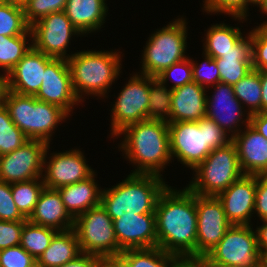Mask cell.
<instances>
[{"label": "cell", "instance_id": "1", "mask_svg": "<svg viewBox=\"0 0 267 267\" xmlns=\"http://www.w3.org/2000/svg\"><path fill=\"white\" fill-rule=\"evenodd\" d=\"M157 247L181 258H196V194L167 186L155 210Z\"/></svg>", "mask_w": 267, "mask_h": 267}, {"label": "cell", "instance_id": "2", "mask_svg": "<svg viewBox=\"0 0 267 267\" xmlns=\"http://www.w3.org/2000/svg\"><path fill=\"white\" fill-rule=\"evenodd\" d=\"M124 134L120 143L125 157L136 164L133 173L155 174L160 172L172 159L168 122L146 119L125 127L117 137Z\"/></svg>", "mask_w": 267, "mask_h": 267}, {"label": "cell", "instance_id": "3", "mask_svg": "<svg viewBox=\"0 0 267 267\" xmlns=\"http://www.w3.org/2000/svg\"><path fill=\"white\" fill-rule=\"evenodd\" d=\"M167 186L159 175L130 173L116 186L102 190L101 205L112 220L121 216L155 213L159 196Z\"/></svg>", "mask_w": 267, "mask_h": 267}, {"label": "cell", "instance_id": "4", "mask_svg": "<svg viewBox=\"0 0 267 267\" xmlns=\"http://www.w3.org/2000/svg\"><path fill=\"white\" fill-rule=\"evenodd\" d=\"M172 157L194 170L213 149L232 141L225 131L207 116L197 122H169Z\"/></svg>", "mask_w": 267, "mask_h": 267}, {"label": "cell", "instance_id": "5", "mask_svg": "<svg viewBox=\"0 0 267 267\" xmlns=\"http://www.w3.org/2000/svg\"><path fill=\"white\" fill-rule=\"evenodd\" d=\"M120 52L80 51L67 59L73 91L83 102L82 94L105 97L121 70ZM84 92V93H83Z\"/></svg>", "mask_w": 267, "mask_h": 267}, {"label": "cell", "instance_id": "6", "mask_svg": "<svg viewBox=\"0 0 267 267\" xmlns=\"http://www.w3.org/2000/svg\"><path fill=\"white\" fill-rule=\"evenodd\" d=\"M4 105L13 123L28 139L41 140L48 144L57 124L69 115L57 105L40 101L35 96L16 94L10 90L7 91Z\"/></svg>", "mask_w": 267, "mask_h": 267}, {"label": "cell", "instance_id": "7", "mask_svg": "<svg viewBox=\"0 0 267 267\" xmlns=\"http://www.w3.org/2000/svg\"><path fill=\"white\" fill-rule=\"evenodd\" d=\"M194 171V180L187 187L200 196L217 197L244 175L232 141L226 146L213 149Z\"/></svg>", "mask_w": 267, "mask_h": 267}, {"label": "cell", "instance_id": "8", "mask_svg": "<svg viewBox=\"0 0 267 267\" xmlns=\"http://www.w3.org/2000/svg\"><path fill=\"white\" fill-rule=\"evenodd\" d=\"M186 24L184 18H178L152 34L143 51L140 74L156 77L174 63L187 58Z\"/></svg>", "mask_w": 267, "mask_h": 267}, {"label": "cell", "instance_id": "9", "mask_svg": "<svg viewBox=\"0 0 267 267\" xmlns=\"http://www.w3.org/2000/svg\"><path fill=\"white\" fill-rule=\"evenodd\" d=\"M73 229L81 253L100 258L119 255L113 220L101 204L77 216Z\"/></svg>", "mask_w": 267, "mask_h": 267}, {"label": "cell", "instance_id": "10", "mask_svg": "<svg viewBox=\"0 0 267 267\" xmlns=\"http://www.w3.org/2000/svg\"><path fill=\"white\" fill-rule=\"evenodd\" d=\"M251 225H231L206 256L212 261L238 267H259L256 231Z\"/></svg>", "mask_w": 267, "mask_h": 267}, {"label": "cell", "instance_id": "11", "mask_svg": "<svg viewBox=\"0 0 267 267\" xmlns=\"http://www.w3.org/2000/svg\"><path fill=\"white\" fill-rule=\"evenodd\" d=\"M150 76L135 74L119 93L111 110V135L117 136L128 125L148 119Z\"/></svg>", "mask_w": 267, "mask_h": 267}, {"label": "cell", "instance_id": "12", "mask_svg": "<svg viewBox=\"0 0 267 267\" xmlns=\"http://www.w3.org/2000/svg\"><path fill=\"white\" fill-rule=\"evenodd\" d=\"M33 48L54 59L67 60V47L72 35L81 33L72 25L65 11L54 12L30 26ZM67 54V55H66Z\"/></svg>", "mask_w": 267, "mask_h": 267}, {"label": "cell", "instance_id": "13", "mask_svg": "<svg viewBox=\"0 0 267 267\" xmlns=\"http://www.w3.org/2000/svg\"><path fill=\"white\" fill-rule=\"evenodd\" d=\"M48 143L28 140L21 147L0 156V180L8 184L42 178Z\"/></svg>", "mask_w": 267, "mask_h": 267}, {"label": "cell", "instance_id": "14", "mask_svg": "<svg viewBox=\"0 0 267 267\" xmlns=\"http://www.w3.org/2000/svg\"><path fill=\"white\" fill-rule=\"evenodd\" d=\"M196 211V258H200L220 242L232 224L226 217L222 202L216 196L196 194Z\"/></svg>", "mask_w": 267, "mask_h": 267}, {"label": "cell", "instance_id": "15", "mask_svg": "<svg viewBox=\"0 0 267 267\" xmlns=\"http://www.w3.org/2000/svg\"><path fill=\"white\" fill-rule=\"evenodd\" d=\"M49 146L50 144L46 149L43 165L45 174L42 176V180L45 187L59 189L69 184L86 180L95 173L86 164V159L79 149L53 153L50 156L49 162H46Z\"/></svg>", "mask_w": 267, "mask_h": 267}, {"label": "cell", "instance_id": "16", "mask_svg": "<svg viewBox=\"0 0 267 267\" xmlns=\"http://www.w3.org/2000/svg\"><path fill=\"white\" fill-rule=\"evenodd\" d=\"M35 98L57 105L68 114L75 104L81 102L73 91L71 72L67 60L53 59L46 66L42 84Z\"/></svg>", "mask_w": 267, "mask_h": 267}, {"label": "cell", "instance_id": "17", "mask_svg": "<svg viewBox=\"0 0 267 267\" xmlns=\"http://www.w3.org/2000/svg\"><path fill=\"white\" fill-rule=\"evenodd\" d=\"M119 255L127 249L157 247L155 213L121 216L113 220Z\"/></svg>", "mask_w": 267, "mask_h": 267}, {"label": "cell", "instance_id": "18", "mask_svg": "<svg viewBox=\"0 0 267 267\" xmlns=\"http://www.w3.org/2000/svg\"><path fill=\"white\" fill-rule=\"evenodd\" d=\"M255 196L256 175H243L217 198L222 202L226 217L232 225H249L254 214Z\"/></svg>", "mask_w": 267, "mask_h": 267}, {"label": "cell", "instance_id": "19", "mask_svg": "<svg viewBox=\"0 0 267 267\" xmlns=\"http://www.w3.org/2000/svg\"><path fill=\"white\" fill-rule=\"evenodd\" d=\"M245 114L241 123L246 129L232 138L241 170L244 175H267V140L250 125V115Z\"/></svg>", "mask_w": 267, "mask_h": 267}, {"label": "cell", "instance_id": "20", "mask_svg": "<svg viewBox=\"0 0 267 267\" xmlns=\"http://www.w3.org/2000/svg\"><path fill=\"white\" fill-rule=\"evenodd\" d=\"M53 59L32 47L8 72V90L20 95L35 96L42 84L45 68Z\"/></svg>", "mask_w": 267, "mask_h": 267}, {"label": "cell", "instance_id": "21", "mask_svg": "<svg viewBox=\"0 0 267 267\" xmlns=\"http://www.w3.org/2000/svg\"><path fill=\"white\" fill-rule=\"evenodd\" d=\"M214 91L211 98L207 97L206 116L212 119L226 134L232 132L230 137L233 138L241 131L239 126L243 120L242 116L245 111L242 110L244 107L236 98L232 85L219 82L216 83V86L214 85Z\"/></svg>", "mask_w": 267, "mask_h": 267}, {"label": "cell", "instance_id": "22", "mask_svg": "<svg viewBox=\"0 0 267 267\" xmlns=\"http://www.w3.org/2000/svg\"><path fill=\"white\" fill-rule=\"evenodd\" d=\"M206 92L194 81L173 89L170 122H197L206 117Z\"/></svg>", "mask_w": 267, "mask_h": 267}, {"label": "cell", "instance_id": "23", "mask_svg": "<svg viewBox=\"0 0 267 267\" xmlns=\"http://www.w3.org/2000/svg\"><path fill=\"white\" fill-rule=\"evenodd\" d=\"M27 220L57 231L74 228V218L66 210L59 191L47 187L42 190L38 202Z\"/></svg>", "mask_w": 267, "mask_h": 267}, {"label": "cell", "instance_id": "24", "mask_svg": "<svg viewBox=\"0 0 267 267\" xmlns=\"http://www.w3.org/2000/svg\"><path fill=\"white\" fill-rule=\"evenodd\" d=\"M252 30L248 36L242 37L234 46L233 50L222 53L215 58L219 68L220 82L234 85L244 78L252 68Z\"/></svg>", "mask_w": 267, "mask_h": 267}, {"label": "cell", "instance_id": "25", "mask_svg": "<svg viewBox=\"0 0 267 267\" xmlns=\"http://www.w3.org/2000/svg\"><path fill=\"white\" fill-rule=\"evenodd\" d=\"M95 173L86 180L57 189L66 210L75 219L80 214L101 204V188L95 182Z\"/></svg>", "mask_w": 267, "mask_h": 267}, {"label": "cell", "instance_id": "26", "mask_svg": "<svg viewBox=\"0 0 267 267\" xmlns=\"http://www.w3.org/2000/svg\"><path fill=\"white\" fill-rule=\"evenodd\" d=\"M105 1L106 0H67L64 11L72 25L81 35H84L100 29L105 23L104 21L108 11Z\"/></svg>", "mask_w": 267, "mask_h": 267}, {"label": "cell", "instance_id": "27", "mask_svg": "<svg viewBox=\"0 0 267 267\" xmlns=\"http://www.w3.org/2000/svg\"><path fill=\"white\" fill-rule=\"evenodd\" d=\"M80 253L75 230L58 231L38 258L37 267H59L75 259Z\"/></svg>", "mask_w": 267, "mask_h": 267}, {"label": "cell", "instance_id": "28", "mask_svg": "<svg viewBox=\"0 0 267 267\" xmlns=\"http://www.w3.org/2000/svg\"><path fill=\"white\" fill-rule=\"evenodd\" d=\"M242 35L238 27H230L225 23L212 25L206 32L204 54L213 59L219 58L222 53L233 50V46L243 37Z\"/></svg>", "mask_w": 267, "mask_h": 267}, {"label": "cell", "instance_id": "29", "mask_svg": "<svg viewBox=\"0 0 267 267\" xmlns=\"http://www.w3.org/2000/svg\"><path fill=\"white\" fill-rule=\"evenodd\" d=\"M129 267H174L182 258L169 254L160 247L127 249L120 253Z\"/></svg>", "mask_w": 267, "mask_h": 267}, {"label": "cell", "instance_id": "30", "mask_svg": "<svg viewBox=\"0 0 267 267\" xmlns=\"http://www.w3.org/2000/svg\"><path fill=\"white\" fill-rule=\"evenodd\" d=\"M57 232L53 228L33 224L27 220L21 231L20 246L38 260Z\"/></svg>", "mask_w": 267, "mask_h": 267}, {"label": "cell", "instance_id": "31", "mask_svg": "<svg viewBox=\"0 0 267 267\" xmlns=\"http://www.w3.org/2000/svg\"><path fill=\"white\" fill-rule=\"evenodd\" d=\"M30 34V35H29ZM32 39V33L29 29L24 35L3 36L0 35V68L8 74L16 64L33 47L32 44L26 45V37Z\"/></svg>", "mask_w": 267, "mask_h": 267}, {"label": "cell", "instance_id": "32", "mask_svg": "<svg viewBox=\"0 0 267 267\" xmlns=\"http://www.w3.org/2000/svg\"><path fill=\"white\" fill-rule=\"evenodd\" d=\"M232 87L236 98L249 107V111H246L249 115L261 112L262 89L259 71L252 69Z\"/></svg>", "mask_w": 267, "mask_h": 267}, {"label": "cell", "instance_id": "33", "mask_svg": "<svg viewBox=\"0 0 267 267\" xmlns=\"http://www.w3.org/2000/svg\"><path fill=\"white\" fill-rule=\"evenodd\" d=\"M38 180H40V183ZM44 187L45 184L43 183L42 178H34L29 181H21L11 184L14 203L26 219L32 214Z\"/></svg>", "mask_w": 267, "mask_h": 267}, {"label": "cell", "instance_id": "34", "mask_svg": "<svg viewBox=\"0 0 267 267\" xmlns=\"http://www.w3.org/2000/svg\"><path fill=\"white\" fill-rule=\"evenodd\" d=\"M148 102V119L170 122L172 89L166 88L155 77L150 76V92Z\"/></svg>", "mask_w": 267, "mask_h": 267}, {"label": "cell", "instance_id": "35", "mask_svg": "<svg viewBox=\"0 0 267 267\" xmlns=\"http://www.w3.org/2000/svg\"><path fill=\"white\" fill-rule=\"evenodd\" d=\"M28 140L11 120L6 106H0V156L15 151Z\"/></svg>", "mask_w": 267, "mask_h": 267}, {"label": "cell", "instance_id": "36", "mask_svg": "<svg viewBox=\"0 0 267 267\" xmlns=\"http://www.w3.org/2000/svg\"><path fill=\"white\" fill-rule=\"evenodd\" d=\"M29 29L22 7L0 3V35H24Z\"/></svg>", "mask_w": 267, "mask_h": 267}, {"label": "cell", "instance_id": "37", "mask_svg": "<svg viewBox=\"0 0 267 267\" xmlns=\"http://www.w3.org/2000/svg\"><path fill=\"white\" fill-rule=\"evenodd\" d=\"M67 0H27L23 7L26 22L31 26L42 17L64 11Z\"/></svg>", "mask_w": 267, "mask_h": 267}, {"label": "cell", "instance_id": "38", "mask_svg": "<svg viewBox=\"0 0 267 267\" xmlns=\"http://www.w3.org/2000/svg\"><path fill=\"white\" fill-rule=\"evenodd\" d=\"M155 78L161 84L167 83L169 78L170 80L172 79L175 82L174 85L171 87L172 90L192 82L193 76L191 59L187 57L182 61L174 63L169 68L163 70Z\"/></svg>", "mask_w": 267, "mask_h": 267}, {"label": "cell", "instance_id": "39", "mask_svg": "<svg viewBox=\"0 0 267 267\" xmlns=\"http://www.w3.org/2000/svg\"><path fill=\"white\" fill-rule=\"evenodd\" d=\"M252 68L267 70V21L252 30Z\"/></svg>", "mask_w": 267, "mask_h": 267}, {"label": "cell", "instance_id": "40", "mask_svg": "<svg viewBox=\"0 0 267 267\" xmlns=\"http://www.w3.org/2000/svg\"><path fill=\"white\" fill-rule=\"evenodd\" d=\"M204 55L205 60L203 63L199 64V66L198 63H195L192 59L191 62L193 81L206 89L209 88L211 84L214 86L216 83L220 82V74L216 61L211 56L207 54Z\"/></svg>", "mask_w": 267, "mask_h": 267}, {"label": "cell", "instance_id": "41", "mask_svg": "<svg viewBox=\"0 0 267 267\" xmlns=\"http://www.w3.org/2000/svg\"><path fill=\"white\" fill-rule=\"evenodd\" d=\"M204 11L207 13H226L232 15L235 20L246 19L248 12V0H205Z\"/></svg>", "mask_w": 267, "mask_h": 267}, {"label": "cell", "instance_id": "42", "mask_svg": "<svg viewBox=\"0 0 267 267\" xmlns=\"http://www.w3.org/2000/svg\"><path fill=\"white\" fill-rule=\"evenodd\" d=\"M0 267H37V260L17 245L0 250Z\"/></svg>", "mask_w": 267, "mask_h": 267}, {"label": "cell", "instance_id": "43", "mask_svg": "<svg viewBox=\"0 0 267 267\" xmlns=\"http://www.w3.org/2000/svg\"><path fill=\"white\" fill-rule=\"evenodd\" d=\"M0 220H27L19 211L13 200L11 184L0 180Z\"/></svg>", "mask_w": 267, "mask_h": 267}, {"label": "cell", "instance_id": "44", "mask_svg": "<svg viewBox=\"0 0 267 267\" xmlns=\"http://www.w3.org/2000/svg\"><path fill=\"white\" fill-rule=\"evenodd\" d=\"M26 221L0 220V250L20 245L21 231Z\"/></svg>", "mask_w": 267, "mask_h": 267}, {"label": "cell", "instance_id": "45", "mask_svg": "<svg viewBox=\"0 0 267 267\" xmlns=\"http://www.w3.org/2000/svg\"><path fill=\"white\" fill-rule=\"evenodd\" d=\"M254 211L261 222L267 220V175H256Z\"/></svg>", "mask_w": 267, "mask_h": 267}, {"label": "cell", "instance_id": "46", "mask_svg": "<svg viewBox=\"0 0 267 267\" xmlns=\"http://www.w3.org/2000/svg\"><path fill=\"white\" fill-rule=\"evenodd\" d=\"M100 257L92 254L80 253L75 259L59 267H99Z\"/></svg>", "mask_w": 267, "mask_h": 267}, {"label": "cell", "instance_id": "47", "mask_svg": "<svg viewBox=\"0 0 267 267\" xmlns=\"http://www.w3.org/2000/svg\"><path fill=\"white\" fill-rule=\"evenodd\" d=\"M250 125L267 140V112L250 115Z\"/></svg>", "mask_w": 267, "mask_h": 267}, {"label": "cell", "instance_id": "48", "mask_svg": "<svg viewBox=\"0 0 267 267\" xmlns=\"http://www.w3.org/2000/svg\"><path fill=\"white\" fill-rule=\"evenodd\" d=\"M99 267H129L127 262L120 256L101 257Z\"/></svg>", "mask_w": 267, "mask_h": 267}, {"label": "cell", "instance_id": "49", "mask_svg": "<svg viewBox=\"0 0 267 267\" xmlns=\"http://www.w3.org/2000/svg\"><path fill=\"white\" fill-rule=\"evenodd\" d=\"M261 80V112H267V70H259Z\"/></svg>", "mask_w": 267, "mask_h": 267}, {"label": "cell", "instance_id": "50", "mask_svg": "<svg viewBox=\"0 0 267 267\" xmlns=\"http://www.w3.org/2000/svg\"><path fill=\"white\" fill-rule=\"evenodd\" d=\"M256 229L258 249L267 250V220L263 221V224Z\"/></svg>", "mask_w": 267, "mask_h": 267}, {"label": "cell", "instance_id": "51", "mask_svg": "<svg viewBox=\"0 0 267 267\" xmlns=\"http://www.w3.org/2000/svg\"><path fill=\"white\" fill-rule=\"evenodd\" d=\"M174 267H205L200 258H182Z\"/></svg>", "mask_w": 267, "mask_h": 267}, {"label": "cell", "instance_id": "52", "mask_svg": "<svg viewBox=\"0 0 267 267\" xmlns=\"http://www.w3.org/2000/svg\"><path fill=\"white\" fill-rule=\"evenodd\" d=\"M7 91H8L7 74L0 75V106L4 105Z\"/></svg>", "mask_w": 267, "mask_h": 267}, {"label": "cell", "instance_id": "53", "mask_svg": "<svg viewBox=\"0 0 267 267\" xmlns=\"http://www.w3.org/2000/svg\"><path fill=\"white\" fill-rule=\"evenodd\" d=\"M205 267H238L234 265H226L222 263L212 262L206 255L200 257Z\"/></svg>", "mask_w": 267, "mask_h": 267}, {"label": "cell", "instance_id": "54", "mask_svg": "<svg viewBox=\"0 0 267 267\" xmlns=\"http://www.w3.org/2000/svg\"><path fill=\"white\" fill-rule=\"evenodd\" d=\"M259 267H267V250H259Z\"/></svg>", "mask_w": 267, "mask_h": 267}, {"label": "cell", "instance_id": "55", "mask_svg": "<svg viewBox=\"0 0 267 267\" xmlns=\"http://www.w3.org/2000/svg\"><path fill=\"white\" fill-rule=\"evenodd\" d=\"M2 3H7L19 7H24L25 4L27 3V0H2Z\"/></svg>", "mask_w": 267, "mask_h": 267}, {"label": "cell", "instance_id": "56", "mask_svg": "<svg viewBox=\"0 0 267 267\" xmlns=\"http://www.w3.org/2000/svg\"><path fill=\"white\" fill-rule=\"evenodd\" d=\"M262 13L267 15V0H264L263 3L259 6Z\"/></svg>", "mask_w": 267, "mask_h": 267}, {"label": "cell", "instance_id": "57", "mask_svg": "<svg viewBox=\"0 0 267 267\" xmlns=\"http://www.w3.org/2000/svg\"><path fill=\"white\" fill-rule=\"evenodd\" d=\"M263 1H264V0H248V4L251 5V3H252V4H255V5H257V6H258V5L260 6V5L263 3Z\"/></svg>", "mask_w": 267, "mask_h": 267}]
</instances>
